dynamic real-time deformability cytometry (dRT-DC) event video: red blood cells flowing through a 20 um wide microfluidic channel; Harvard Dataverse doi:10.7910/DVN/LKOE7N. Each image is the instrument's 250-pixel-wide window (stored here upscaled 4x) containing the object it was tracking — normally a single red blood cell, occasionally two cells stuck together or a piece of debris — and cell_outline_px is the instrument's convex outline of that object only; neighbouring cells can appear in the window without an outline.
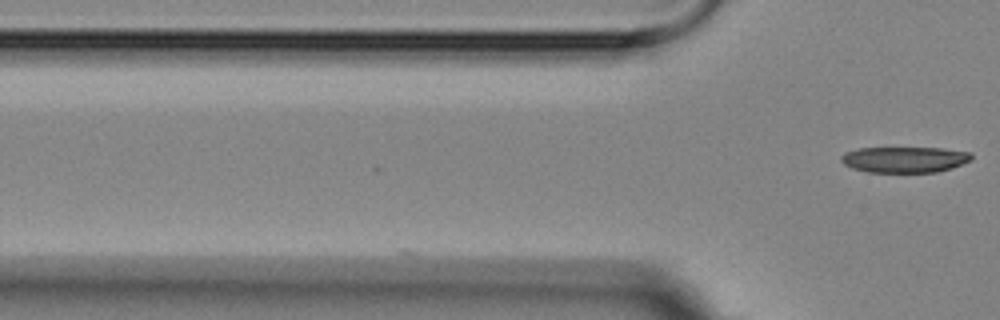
{"species": "Egyptian fruit bat (a non-hibernating species)", "species_latin": "Rousettus aegyptiacus", "temperature_condition": "room temperature", "stored_images_in_passage": 4, "camera_frame_rate_fps": 3000, "um_per_image_px": 0.085, "animal": {"sex": "female"}, "frame": {"image": 1, "passage_image": 4, "time_ms": 3.667, "image_size_px": [1000, 320], "cell_outline_px": [[972, 160], [952, 168], [936, 172], [868, 172], [852, 168], [844, 164], [840, 160], [840, 156], [844, 152], [860, 148], [940, 148], [972, 152]], "centroid_in_image_um": [76.89, 13.56], "position_along_channel_um": 48.9, "area_um2": 19.77}}